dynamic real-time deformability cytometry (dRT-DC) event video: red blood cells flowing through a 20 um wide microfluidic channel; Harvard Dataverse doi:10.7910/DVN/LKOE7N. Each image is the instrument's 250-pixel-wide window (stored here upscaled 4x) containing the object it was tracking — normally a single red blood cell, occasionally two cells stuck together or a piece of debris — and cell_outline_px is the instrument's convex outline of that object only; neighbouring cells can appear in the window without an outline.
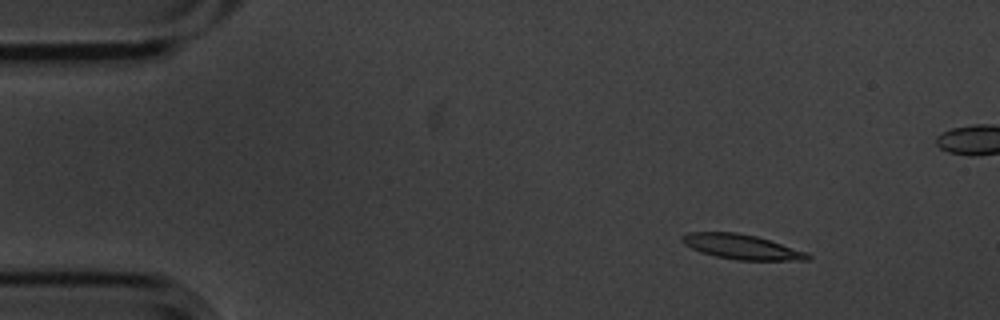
{"species": "common noctule bat (a hibernating species)", "species_latin": "Nyctalus noctula", "temperature_condition": "cold", "stored_images_in_passage": 4, "camera_frame_rate_fps": 3000, "um_per_image_px": 0.085, "animal": {"sex": "male", "body_mass_g": 20.1, "forearm_length_mm": 53.5}, "frame": {"image": 1, "passage_image": 1, "time_ms": 0.0, "image_size_px": [1000, 320], "cell_outline_px": [[812, 256], [808, 260], [736, 260], [716, 256], [700, 252], [684, 244], [680, 240], [680, 236], [688, 232], [736, 232], [756, 236], [808, 252]], "centroid_in_image_um": [63.02, 20.97], "position_along_channel_um": 22.0, "area_um2": 18.21}}